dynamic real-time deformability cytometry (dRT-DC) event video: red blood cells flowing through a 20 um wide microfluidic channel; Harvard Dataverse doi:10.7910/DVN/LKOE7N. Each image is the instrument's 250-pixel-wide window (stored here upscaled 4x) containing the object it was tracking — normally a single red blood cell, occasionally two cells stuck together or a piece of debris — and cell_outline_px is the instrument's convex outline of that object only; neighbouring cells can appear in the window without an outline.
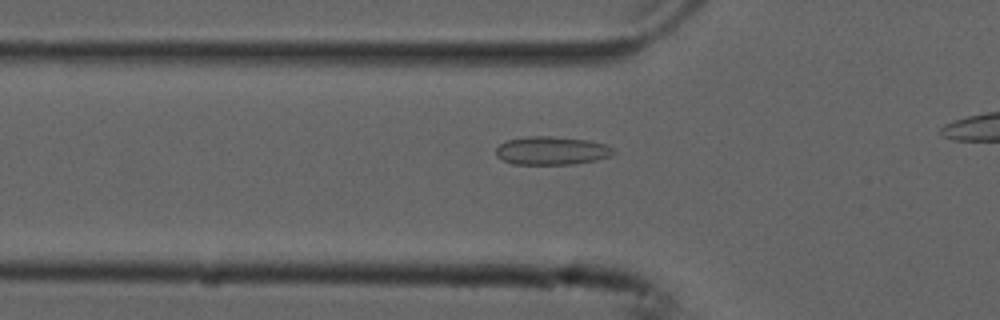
{"species": "common noctule bat (a hibernating species)", "species_latin": "Nyctalus noctula", "temperature_condition": "cold", "stored_images_in_passage": 34, "camera_frame_rate_fps": 3000, "um_per_image_px": 0.085, "animal": {"sex": "male", "forearm_length_mm": 52.5}, "frame": {"image": 1, "passage_image": 8, "time_ms": 2.333, "image_size_px": [1000, 320], "cell_outline_px": [[616, 152], [612, 156], [596, 160], [572, 164], [512, 164], [496, 156], [496, 148], [500, 144], [508, 140], [524, 136], [552, 136], [588, 140], [608, 144]], "centroid_in_image_um": [46.92, 12.8], "position_along_channel_um": 78.9, "area_um2": 19.54}}
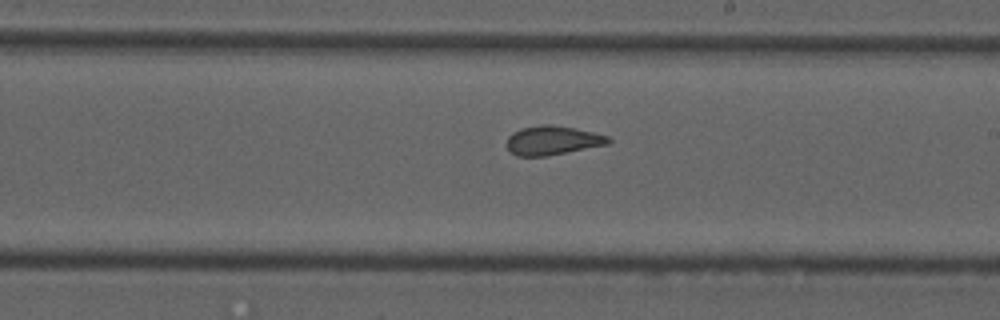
{"frame": {"image": 2, "passage_image": 21, "time_ms": 6.667, "image_size_px": [1000, 320], "cell_outline_px": [[612, 140], [608, 144], [544, 156], [516, 156], [508, 148], [508, 136], [512, 132], [520, 128], [540, 124], [548, 124], [572, 128], [592, 132], [608, 136]], "centroid_in_image_um": [46.94, 11.92], "position_along_channel_um": 242.1, "area_um2": 16.94}}
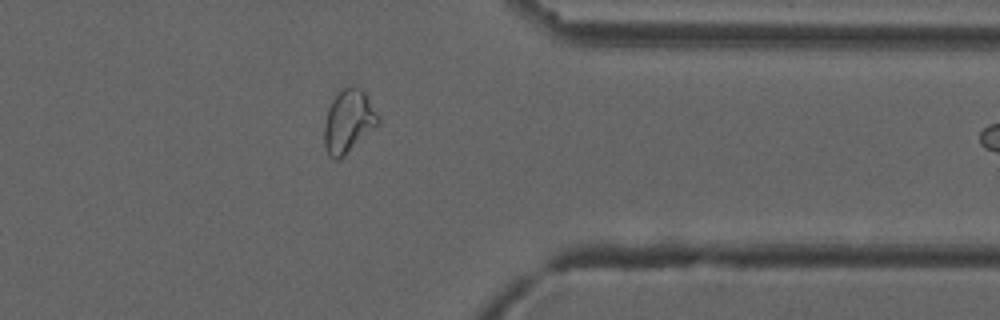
{"frame": {"image": 3, "passage_image": 33, "time_ms": 10.667, "image_size_px": [1000, 320], "cell_outline_px": [[380, 124], [340, 160], [332, 160], [328, 156], [324, 144], [324, 124], [328, 108], [332, 100], [344, 88], [364, 88], [380, 116]], "centroid_in_image_um": [29.65, 10.35], "position_along_channel_um": 381.8, "area_um2": 20.17}}